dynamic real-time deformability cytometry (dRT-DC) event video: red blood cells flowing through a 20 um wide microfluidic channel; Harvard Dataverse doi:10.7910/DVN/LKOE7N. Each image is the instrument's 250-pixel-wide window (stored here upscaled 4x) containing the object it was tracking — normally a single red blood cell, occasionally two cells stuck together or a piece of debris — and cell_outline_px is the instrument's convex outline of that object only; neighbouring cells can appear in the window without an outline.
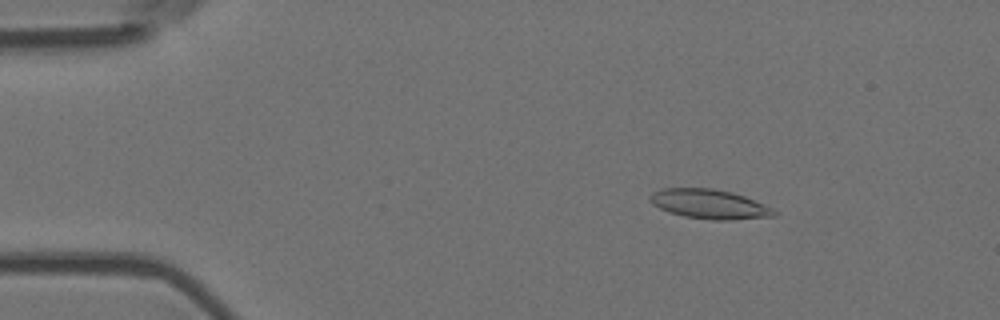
{"species": "Egyptian fruit bat (a non-hibernating species)", "species_latin": "Rousettus aegyptiacus", "temperature_condition": "room temperature", "stored_images_in_passage": 5, "camera_frame_rate_fps": 3000, "um_per_image_px": 0.085, "animal": {"sex": "female"}, "frame": {"image": 1, "passage_image": 3, "time_ms": 0.667, "image_size_px": [1000, 320], "cell_outline_px": [[780, 212], [776, 216], [732, 220], [712, 220], [684, 216], [668, 212], [652, 204], [648, 200], [648, 196], [652, 192], [660, 188], [712, 188], [732, 192], [744, 196], [772, 208]], "centroid_in_image_um": [60.28, 17.35], "position_along_channel_um": 24.7, "area_um2": 21.5}}